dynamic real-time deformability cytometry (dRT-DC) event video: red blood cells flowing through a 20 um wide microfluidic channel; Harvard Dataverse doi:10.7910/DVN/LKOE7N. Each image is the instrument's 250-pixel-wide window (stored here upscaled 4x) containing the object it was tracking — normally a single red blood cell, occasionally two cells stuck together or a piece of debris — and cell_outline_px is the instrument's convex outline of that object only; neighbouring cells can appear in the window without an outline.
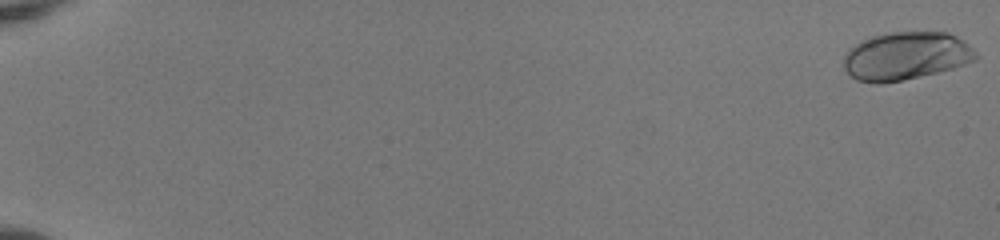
{"species": "human", "species_latin": "Homo sapiens", "temperature_condition": "room temperature", "stored_images_in_passage": 55, "camera_frame_rate_fps": 3000, "um_per_image_px": 0.085, "donor": {"sex": "female"}, "frame": {"image": 1, "passage_image": 1, "time_ms": 0.0, "image_size_px": [1000, 240], "cell_outline_px": [[980, 56], [976, 60], [952, 68], [936, 72], [900, 80], [880, 84], [876, 84], [856, 80], [844, 68], [844, 56], [848, 48], [860, 40], [872, 36], [888, 32], [948, 32], [964, 40]], "centroid_in_image_um": [76.99, 4.74], "position_along_channel_um": 8.0, "area_um2": 37.05}}
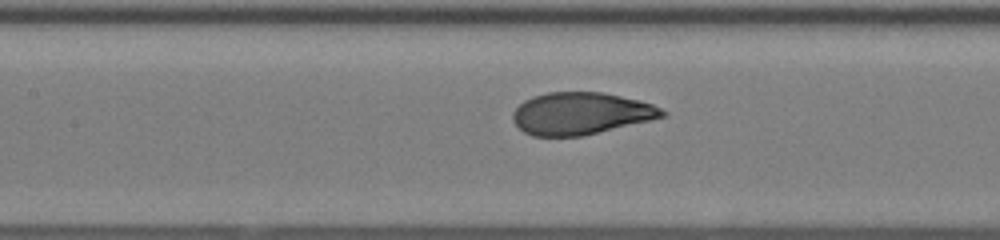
{"frame": {"image": 2, "passage_image": 29, "time_ms": 9.333, "image_size_px": [1000, 240], "cell_outline_px": [[668, 116], [652, 120], [580, 136], [532, 136], [524, 132], [512, 120], [512, 112], [524, 100], [532, 96], [548, 92], [604, 92], [640, 100], [652, 104], [668, 112]], "centroid_in_image_um": [49.39, 9.64], "position_along_channel_um": 158.0, "area_um2": 36.82}}
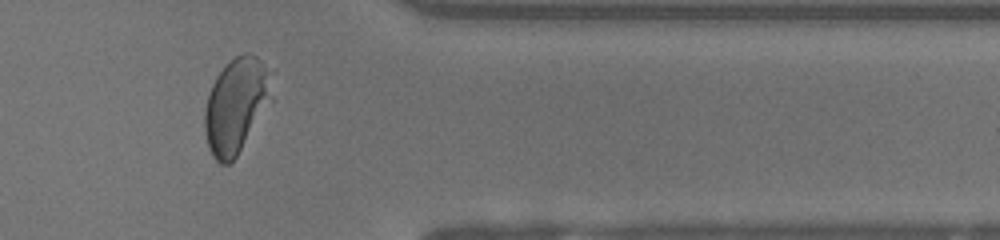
{"frame": {"image": 3, "passage_image": 47, "time_ms": 15.333, "image_size_px": [1000, 240], "cell_outline_px": [[276, 72], [272, 100], [236, 156], [228, 164], [220, 164], [212, 156], [208, 148], [204, 132], [204, 112], [208, 96], [212, 84], [216, 76], [224, 64], [236, 56], [244, 52], [248, 52], [256, 56]], "centroid_in_image_um": [20.12, 8.89], "position_along_channel_um": 391.3, "area_um2": 38.03}, "authors_computed_cell_mechanics": {"area_um2": 36.9342, "velocity_mm_per_s": 4.0211, "shape_relaxation_time_tau1_ms": 2.873, "shape_relaxation_time_tau2_ms": null, "deformation_change_tau1": 0.1993, "deformation_change_tau2": null}}